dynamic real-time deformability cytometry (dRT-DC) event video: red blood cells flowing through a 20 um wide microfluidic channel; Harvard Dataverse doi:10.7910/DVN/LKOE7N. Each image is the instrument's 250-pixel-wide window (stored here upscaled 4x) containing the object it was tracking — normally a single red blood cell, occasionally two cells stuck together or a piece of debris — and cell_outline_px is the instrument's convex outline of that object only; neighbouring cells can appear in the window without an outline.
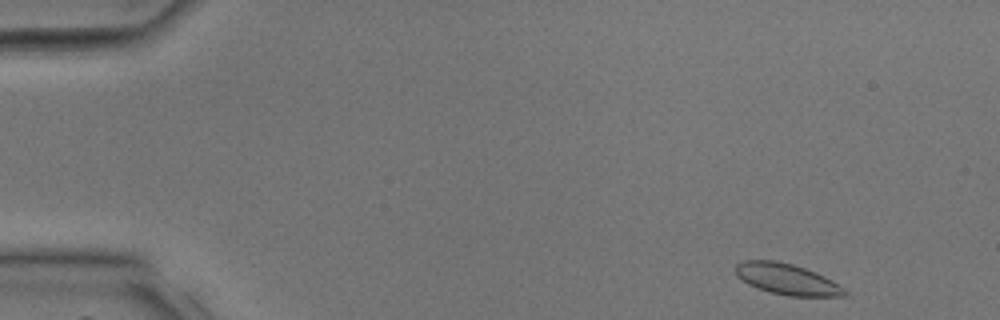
{"species": "common noctule bat (a hibernating species)", "species_latin": "Nyctalus noctula", "temperature_condition": "room temperature", "stored_images_in_passage": 36, "camera_frame_rate_fps": 3000, "um_per_image_px": 0.085, "animal": {"sex": "male", "body_mass_g": 17.9, "forearm_length_mm": 54.2}, "frame": {"image": 1, "passage_image": 1, "time_ms": 0.0, "image_size_px": [1000, 320], "cell_outline_px": [[848, 296], [788, 296], [768, 292], [756, 288], [748, 284], [736, 276], [736, 264], [744, 260], [776, 260], [792, 264], [804, 268], [824, 276], [832, 280], [844, 288], [848, 292]], "centroid_in_image_um": [66.88, 23.74], "position_along_channel_um": 18.1, "area_um2": 19.77}}
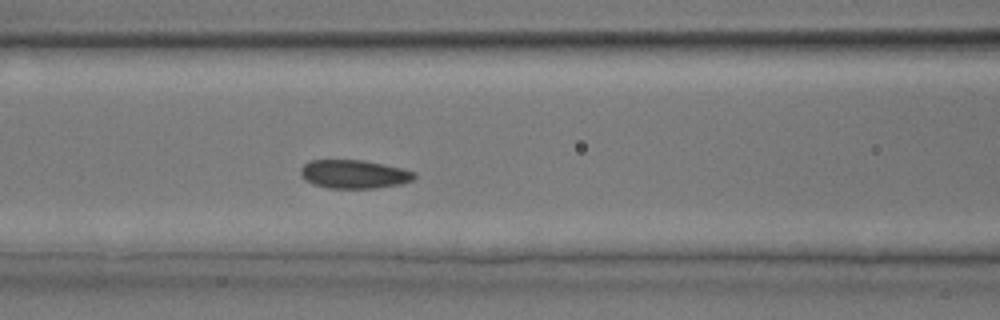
{"frame": {"image": 2, "passage_image": 14, "time_ms": 4.333, "image_size_px": [1000, 320], "cell_outline_px": [[416, 176], [412, 180], [400, 184], [376, 188], [328, 188], [312, 184], [300, 172], [300, 168], [308, 160], [364, 160], [384, 164], [416, 172]], "centroid_in_image_um": [30.1, 14.8], "position_along_channel_um": 136.5, "area_um2": 18.84}}
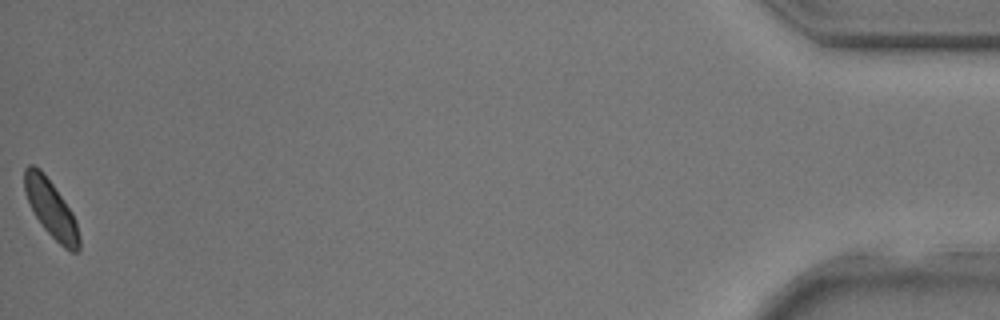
{"frame": {"image": 3, "passage_image": 36, "time_ms": 11.667, "image_size_px": [1000, 320], "cell_outline_px": [[80, 248], [76, 252], [72, 252], [64, 248], [44, 228], [36, 216], [24, 192], [24, 168], [28, 164], [32, 164], [40, 168], [52, 184], [72, 212], [76, 220], [80, 236]], "centroid_in_image_um": [4.34, 17.74], "position_along_channel_um": 430.9, "area_um2": 18.03}}